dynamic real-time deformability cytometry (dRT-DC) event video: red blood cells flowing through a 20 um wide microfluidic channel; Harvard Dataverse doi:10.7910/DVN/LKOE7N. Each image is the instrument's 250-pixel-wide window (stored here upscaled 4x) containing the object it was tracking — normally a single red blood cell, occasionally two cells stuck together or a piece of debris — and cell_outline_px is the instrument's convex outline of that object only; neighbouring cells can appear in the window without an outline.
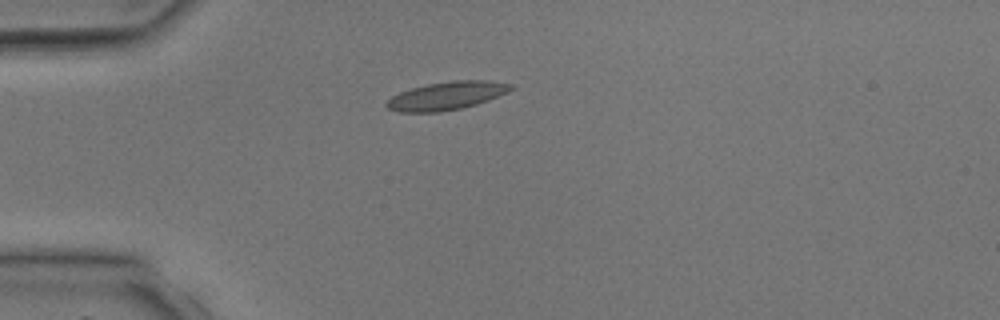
{"species": "common noctule bat (a hibernating species)", "species_latin": "Nyctalus noctula", "temperature_condition": "room temperature", "stored_images_in_passage": 2, "camera_frame_rate_fps": 3000, "um_per_image_px": 0.085, "animal": {"sex": "male", "body_mass_g": 17.9, "forearm_length_mm": 54.2}, "frame": {"image": 1, "passage_image": 2, "time_ms": 1.333, "image_size_px": [1000, 320], "cell_outline_px": [[516, 88], [508, 92], [488, 100], [476, 104], [460, 108], [440, 112], [400, 112], [388, 108], [384, 104], [392, 96], [400, 92], [412, 88], [428, 84], [452, 80], [484, 80], [512, 84]], "centroid_in_image_um": [37.98, 8.13], "position_along_channel_um": 47.0, "area_um2": 20.29}}